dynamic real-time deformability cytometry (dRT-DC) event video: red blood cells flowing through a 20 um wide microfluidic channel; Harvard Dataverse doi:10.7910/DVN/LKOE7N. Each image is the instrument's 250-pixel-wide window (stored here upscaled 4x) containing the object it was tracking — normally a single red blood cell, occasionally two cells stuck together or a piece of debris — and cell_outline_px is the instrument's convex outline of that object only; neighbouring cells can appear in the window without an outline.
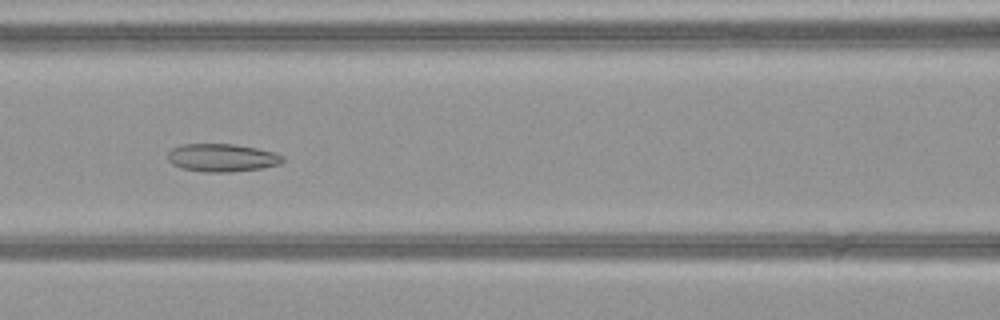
{"species": "common noctule bat (a hibernating species)", "species_latin": "Nyctalus noctula", "temperature_condition": "warm", "stored_images_in_passage": 51, "camera_frame_rate_fps": 3000, "um_per_image_px": 0.085, "animal": {"sex": "female", "body_mass_g": 21.9}, "frame": {"image": 1, "passage_image": 23, "time_ms": 7.333, "image_size_px": [1000, 320], "cell_outline_px": [[284, 160], [280, 164], [260, 168], [232, 172], [204, 172], [180, 168], [172, 164], [168, 160], [168, 152], [172, 148], [180, 144], [232, 144], [256, 148], [272, 152], [284, 156]], "centroid_in_image_um": [18.83, 13.41], "position_along_channel_um": 147.8, "area_um2": 18.73}}
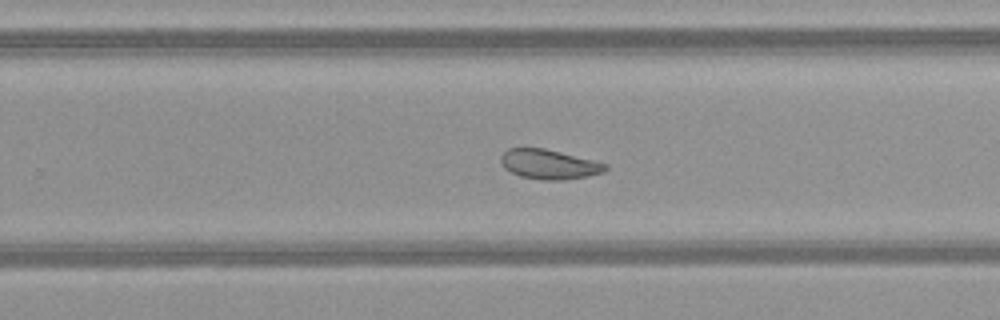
{"frame": {"image": 2, "passage_image": 33, "time_ms": 10.667, "image_size_px": [1000, 320], "cell_outline_px": [[608, 168], [604, 172], [588, 176], [564, 180], [540, 180], [520, 176], [504, 168], [500, 160], [500, 156], [508, 148], [544, 148], [608, 164]], "centroid_in_image_um": [46.66, 13.97], "position_along_channel_um": 283.1, "area_um2": 18.03}}
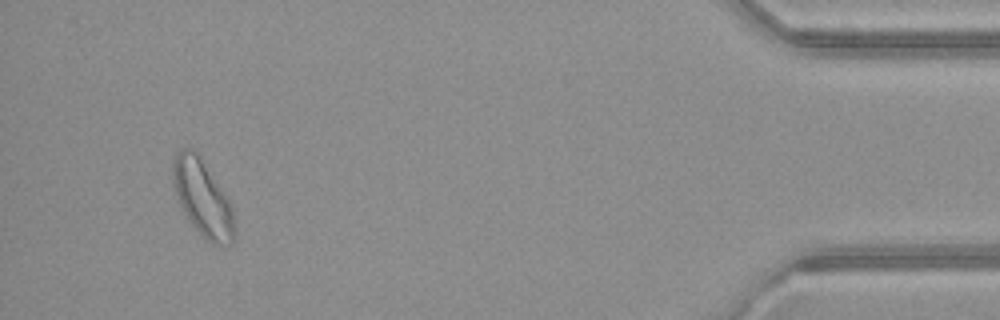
{"frame": {"image": 3, "passage_image": 48, "time_ms": 15.667, "image_size_px": [1000, 320], "cell_outline_px": [[236, 236], [232, 244], [212, 244], [184, 216], [172, 180], [172, 160], [184, 148], [192, 148], [196, 152], [228, 200], [232, 208]], "centroid_in_image_um": [17.21, 16.88], "position_along_channel_um": 418.0, "area_um2": 26.65}, "authors_computed_cell_mechanics": {"area_um2": 23.2934, "velocity_mm_per_s": 4.0812, "shape_relaxation_time_tau1_ms": 10.9047, "shape_relaxation_time_tau2_ms": 2.5795, "deformation_change_tau1": 0.1516, "deformation_change_tau2": 0.0969}}